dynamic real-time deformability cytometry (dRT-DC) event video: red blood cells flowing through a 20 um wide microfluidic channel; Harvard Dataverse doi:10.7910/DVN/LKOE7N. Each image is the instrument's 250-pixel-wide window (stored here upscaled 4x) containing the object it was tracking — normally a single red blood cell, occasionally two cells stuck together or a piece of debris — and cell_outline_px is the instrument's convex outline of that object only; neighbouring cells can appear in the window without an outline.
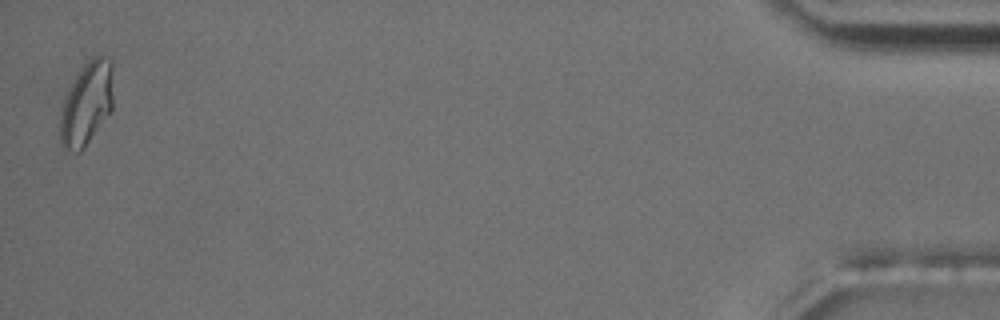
{"species": "common noctule bat (a hibernating species)", "species_latin": "Nyctalus noctula", "temperature_condition": "room temperature", "stored_images_in_passage": 47, "camera_frame_rate_fps": 3000, "um_per_image_px": 0.085, "animal": {"sex": "male", "body_mass_g": 17.5, "forearm_length_mm": 52.3}, "frame": {"image": 1, "passage_image": 47, "time_ms": 15.333, "image_size_px": [1000, 320], "cell_outline_px": [[112, 108], [80, 152], [76, 152], [64, 148], [60, 144], [60, 112], [64, 100], [80, 68], [88, 60], [96, 56], [100, 56], [112, 60]], "centroid_in_image_um": [7.35, 8.79], "position_along_channel_um": 427.9, "area_um2": 25.2}, "authors_computed_cell_mechanics": {"area_um2": 18.5538, "velocity_mm_per_s": 3.7078, "shape_relaxation_time_tau1_ms": 5.2726, "shape_relaxation_time_tau2_ms": 6.538, "deformation_change_tau1": 0.2196, "deformation_change_tau2": 0.1412}}